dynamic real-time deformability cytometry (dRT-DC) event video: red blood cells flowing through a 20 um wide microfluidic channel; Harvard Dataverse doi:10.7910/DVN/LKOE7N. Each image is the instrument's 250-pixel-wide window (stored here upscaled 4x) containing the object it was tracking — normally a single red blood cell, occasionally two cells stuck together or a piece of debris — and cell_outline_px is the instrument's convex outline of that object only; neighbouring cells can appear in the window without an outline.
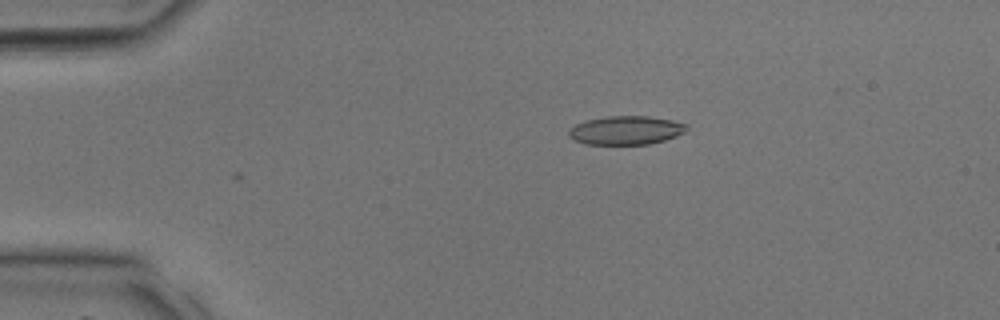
{"species": "common noctule bat (a hibernating species)", "species_latin": "Nyctalus noctula", "temperature_condition": "room temperature", "stored_images_in_passage": 23, "camera_frame_rate_fps": 3000, "um_per_image_px": 0.085, "animal": {"sex": "male", "body_mass_g": 17.9, "forearm_length_mm": 54.2}, "frame": {"image": 1, "passage_image": 1, "time_ms": 0.0, "image_size_px": [1000, 320], "cell_outline_px": [[688, 128], [684, 132], [676, 136], [664, 140], [648, 144], [588, 144], [576, 140], [568, 136], [568, 132], [576, 124], [584, 120], [604, 116], [648, 116], [672, 120], [688, 124]], "centroid_in_image_um": [53.22, 11.06], "position_along_channel_um": 31.8, "area_um2": 19.65}}
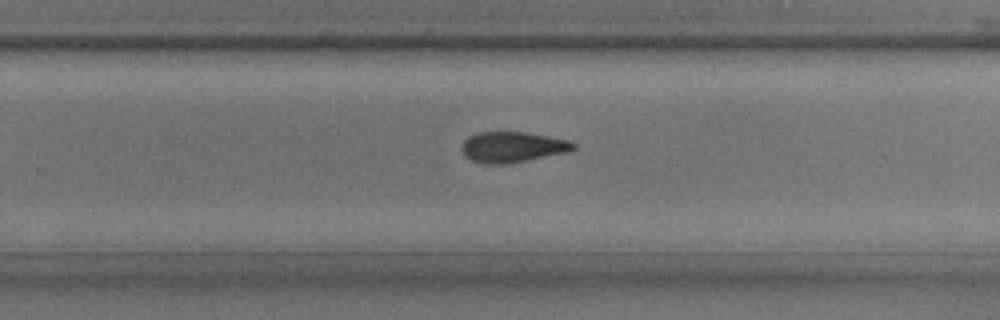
{"frame": {"image": 2, "passage_image": 17, "time_ms": 5.333, "image_size_px": [1000, 320], "cell_outline_px": [[576, 148], [568, 152], [508, 164], [480, 164], [464, 156], [464, 140], [468, 136], [480, 132], [524, 132], [548, 136], [568, 140], [576, 144]], "centroid_in_image_um": [43.58, 12.51], "position_along_channel_um": 286.2, "area_um2": 19.88}}
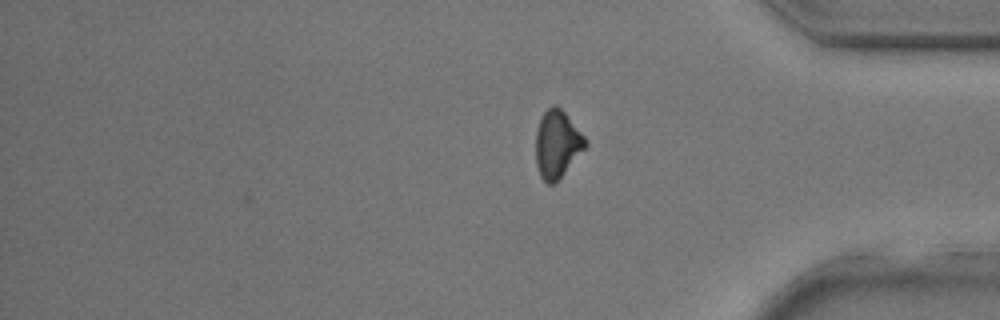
{"frame": {"image": 3, "passage_image": 23, "time_ms": 7.333, "image_size_px": [1000, 320], "cell_outline_px": [[588, 144], [560, 176], [552, 184], [548, 184], [540, 176], [536, 164], [536, 132], [540, 120], [544, 112], [552, 104], [556, 104], [564, 112], [584, 136]], "centroid_in_image_um": [47.33, 12.22], "position_along_channel_um": 387.9, "area_um2": 18.96}}